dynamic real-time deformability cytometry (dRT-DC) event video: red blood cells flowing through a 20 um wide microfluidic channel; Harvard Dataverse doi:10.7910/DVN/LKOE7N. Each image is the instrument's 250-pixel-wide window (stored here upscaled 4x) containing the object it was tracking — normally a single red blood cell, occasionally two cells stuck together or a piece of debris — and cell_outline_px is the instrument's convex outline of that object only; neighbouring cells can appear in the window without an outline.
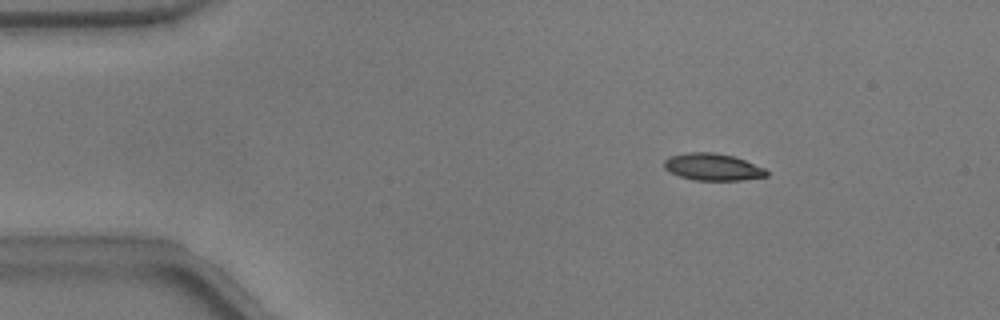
{"species": "common noctule bat (a hibernating species)", "species_latin": "Nyctalus noctula", "temperature_condition": "warm", "stored_images_in_passage": 52, "camera_frame_rate_fps": 3000, "um_per_image_px": 0.085, "animal": {"sex": "male", "body_mass_g": 17.9}, "frame": {"image": 1, "passage_image": 7, "time_ms": 2.0, "image_size_px": [1000, 320], "cell_outline_px": [[768, 176], [740, 180], [696, 180], [680, 176], [664, 168], [664, 160], [668, 156], [688, 152], [712, 152], [736, 156], [764, 168], [768, 172]], "centroid_in_image_um": [60.58, 14.18], "position_along_channel_um": 24.4, "area_um2": 16.13}}
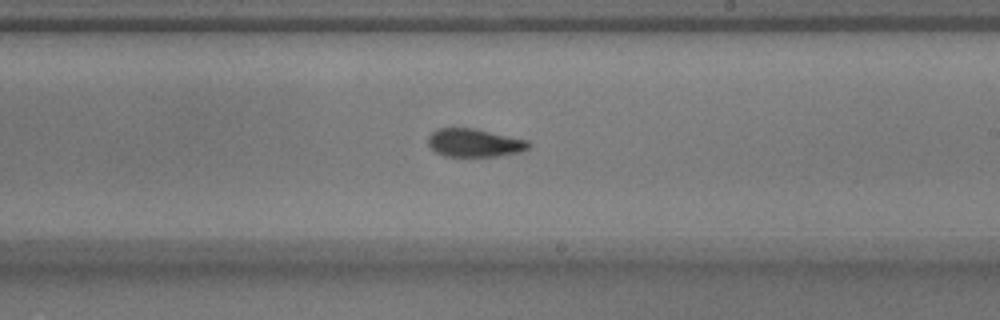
{"frame": {"image": 2, "passage_image": 30, "time_ms": 9.667, "image_size_px": [1000, 320], "cell_outline_px": [[532, 144], [528, 148], [520, 152], [496, 156], [444, 156], [436, 152], [428, 144], [428, 136], [436, 128], [476, 128], [528, 140]], "centroid_in_image_um": [40.33, 12.13], "position_along_channel_um": 248.7, "area_um2": 16.59}}
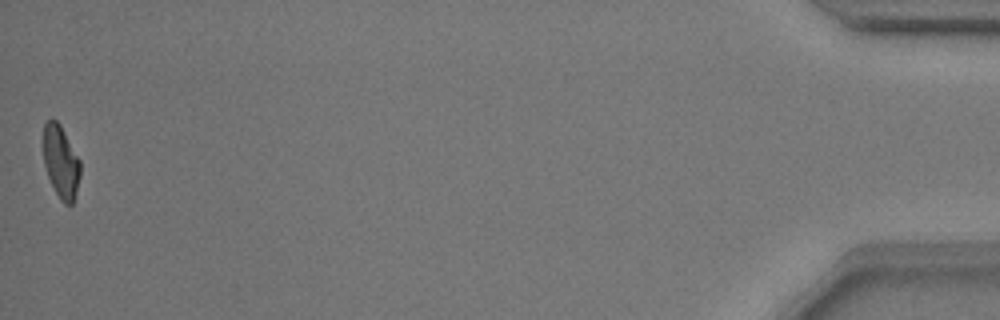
{"frame": {"image": 3, "passage_image": 52, "time_ms": 17.0, "image_size_px": [1000, 320], "cell_outline_px": [[80, 176], [76, 192], [72, 204], [64, 204], [60, 200], [48, 176], [44, 164], [40, 140], [44, 124], [52, 116], [60, 124], [80, 160]], "centroid_in_image_um": [5.12, 13.68], "position_along_channel_um": 430.1, "area_um2": 16.07}, "authors_computed_cell_mechanics": {"area_um2": 16.7331, "velocity_mm_per_s": 3.7922, "shape_relaxation_time_tau1_ms": 5.1913, "shape_relaxation_time_tau2_ms": 2.6603, "deformation_change_tau1": 0.1658, "deformation_change_tau2": 0.0935}}